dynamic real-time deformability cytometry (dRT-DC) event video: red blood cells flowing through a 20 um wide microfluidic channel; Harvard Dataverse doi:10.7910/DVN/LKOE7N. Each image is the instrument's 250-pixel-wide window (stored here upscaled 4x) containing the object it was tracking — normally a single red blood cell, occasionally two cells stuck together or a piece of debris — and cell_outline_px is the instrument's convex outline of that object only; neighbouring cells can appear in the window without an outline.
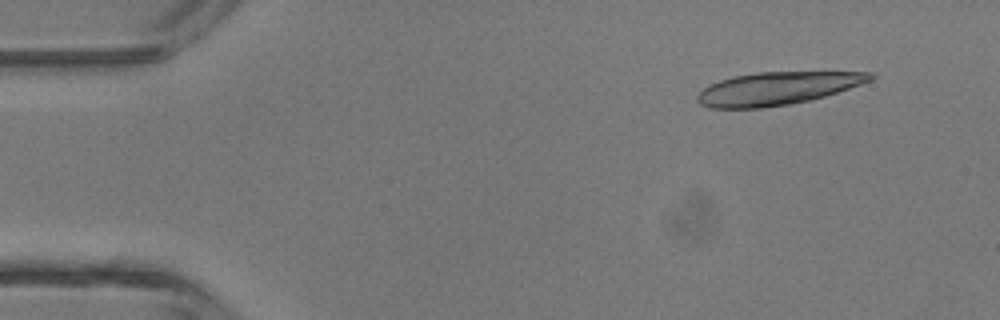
{"species": "common noctule bat (a hibernating species)", "species_latin": "Nyctalus noctula", "temperature_condition": "room temperature", "stored_images_in_passage": 4, "camera_frame_rate_fps": 3000, "um_per_image_px": 0.085, "animal": {"sex": "male", "body_mass_g": 13.3}, "frame": {"image": 1, "passage_image": 1, "time_ms": 0.0, "image_size_px": [1000, 320], "cell_outline_px": [[876, 76], [872, 80], [812, 100], [792, 104], [760, 108], [708, 108], [700, 104], [696, 100], [696, 96], [708, 84], [732, 76], [756, 72], [876, 72]], "centroid_in_image_um": [66.04, 7.52], "position_along_channel_um": 19.0, "area_um2": 33.23}}